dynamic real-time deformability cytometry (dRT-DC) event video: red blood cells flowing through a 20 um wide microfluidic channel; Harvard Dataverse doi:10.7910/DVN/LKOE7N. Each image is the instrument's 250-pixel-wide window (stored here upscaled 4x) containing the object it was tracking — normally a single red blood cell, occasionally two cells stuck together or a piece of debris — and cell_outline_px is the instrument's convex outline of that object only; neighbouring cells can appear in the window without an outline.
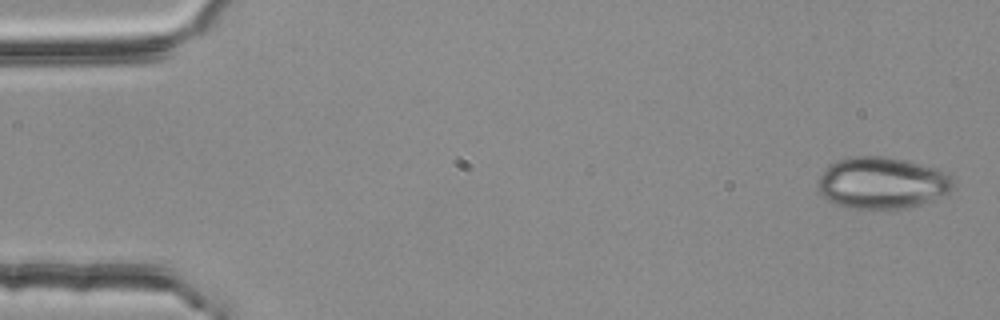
{"species": "common noctule bat (a hibernating species)", "species_latin": "Nyctalus noctula", "temperature_condition": "room temperature", "stored_images_in_passage": 4, "camera_frame_rate_fps": 3000, "um_per_image_px": 0.085, "animal": {"sex": "female", "body_mass_g": 25.1}, "frame": {"image": 1, "passage_image": 1, "time_ms": 0.0, "image_size_px": [1000, 320], "cell_outline_px": [[952, 188], [948, 196], [920, 204], [900, 208], [852, 208], [836, 204], [828, 200], [820, 192], [816, 184], [820, 176], [828, 164], [836, 160], [848, 156], [884, 156], [904, 160], [936, 168], [952, 176]], "centroid_in_image_um": [74.97, 15.53], "position_along_channel_um": 10.0, "area_um2": 40.86}}